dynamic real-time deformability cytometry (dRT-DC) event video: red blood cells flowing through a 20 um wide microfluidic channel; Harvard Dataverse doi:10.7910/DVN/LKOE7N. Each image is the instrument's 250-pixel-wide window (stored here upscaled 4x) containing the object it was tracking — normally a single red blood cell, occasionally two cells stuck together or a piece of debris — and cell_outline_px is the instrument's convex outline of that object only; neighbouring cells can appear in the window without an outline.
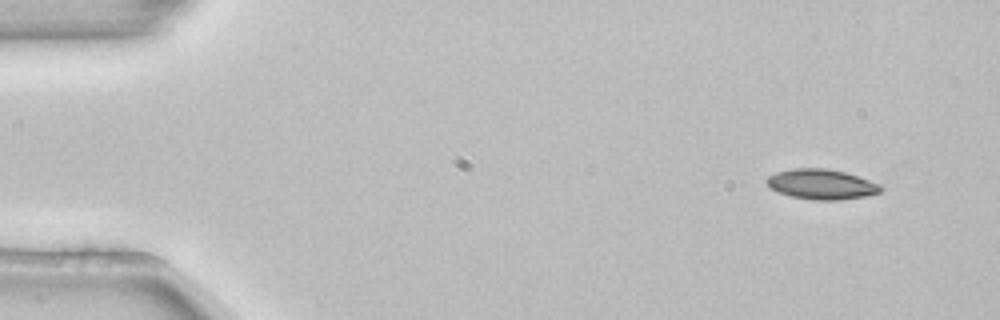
{"species": "common noctule bat (a hibernating species)", "species_latin": "Nyctalus noctula", "temperature_condition": "room temperature", "stored_images_in_passage": 4, "camera_frame_rate_fps": 3000, "um_per_image_px": 0.085, "animal": {"sex": "female", "body_mass_g": 22.7, "forearm_length_mm": 54.2}, "frame": {"image": 1, "passage_image": 1, "time_ms": 0.0, "image_size_px": [1000, 320], "cell_outline_px": [[880, 192], [864, 196], [836, 200], [816, 200], [792, 196], [780, 192], [772, 188], [764, 180], [768, 176], [776, 172], [792, 168], [828, 168], [844, 172], [880, 184]], "centroid_in_image_um": [69.79, 15.65], "position_along_channel_um": 15.2, "area_um2": 19.65}}
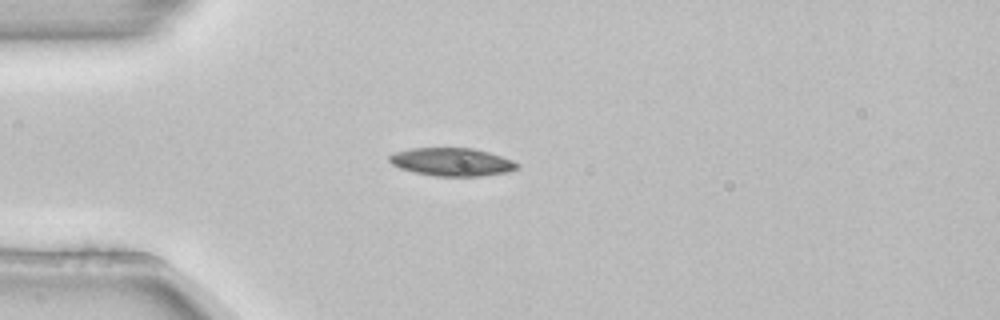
{"frame": {"image": 2, "passage_image": 4, "time_ms": 1.0, "image_size_px": [1000, 320], "cell_outline_px": [[520, 164], [516, 168], [508, 172], [480, 176], [436, 176], [416, 172], [400, 168], [392, 164], [388, 160], [388, 156], [396, 152], [412, 148], [472, 148], [488, 152], [512, 160]], "centroid_in_image_um": [38.4, 13.76], "position_along_channel_um": 46.6, "area_um2": 20.69}}